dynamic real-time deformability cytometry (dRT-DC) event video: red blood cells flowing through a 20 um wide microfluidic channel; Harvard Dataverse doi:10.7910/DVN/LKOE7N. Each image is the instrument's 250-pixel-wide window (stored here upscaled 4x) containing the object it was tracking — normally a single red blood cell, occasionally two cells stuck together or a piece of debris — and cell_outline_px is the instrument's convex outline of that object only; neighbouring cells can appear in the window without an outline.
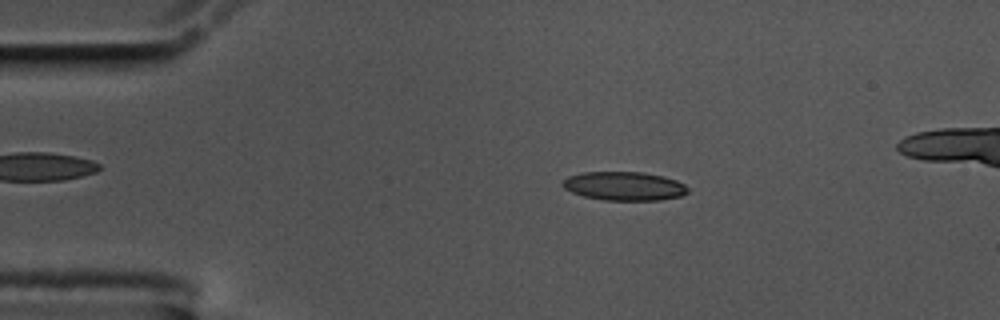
{"species": "common noctule bat (a hibernating species)", "species_latin": "Nyctalus noctula", "temperature_condition": "cold", "stored_images_in_passage": 46, "camera_frame_rate_fps": 3000, "um_per_image_px": 0.085, "animal": {"sex": "male", "body_mass_g": 17.5, "forearm_length_mm": 52.3}, "frame": {"image": 1, "passage_image": 1, "time_ms": 0.0, "image_size_px": [1000, 320], "cell_outline_px": [[688, 192], [680, 196], [660, 200], [604, 200], [584, 196], [572, 192], [564, 188], [560, 184], [568, 176], [584, 172], [644, 172], [664, 176], [676, 180], [684, 184], [688, 188]], "centroid_in_image_um": [53.06, 15.81], "position_along_channel_um": 31.9, "area_um2": 20.98}}
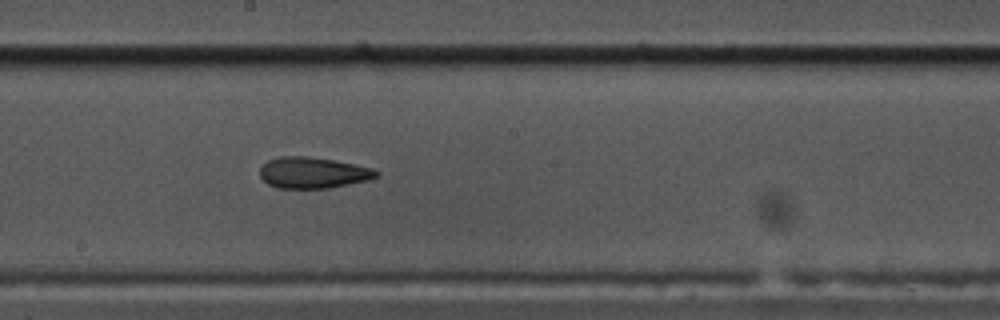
{"frame": {"image": 2, "passage_image": 21, "time_ms": 6.667, "image_size_px": [1000, 320], "cell_outline_px": [[380, 176], [368, 180], [328, 188], [276, 188], [268, 184], [260, 176], [260, 168], [268, 160], [280, 156], [308, 156], [332, 160], [372, 168], [380, 172]], "centroid_in_image_um": [26.6, 14.68], "position_along_channel_um": 221.6, "area_um2": 21.04}}
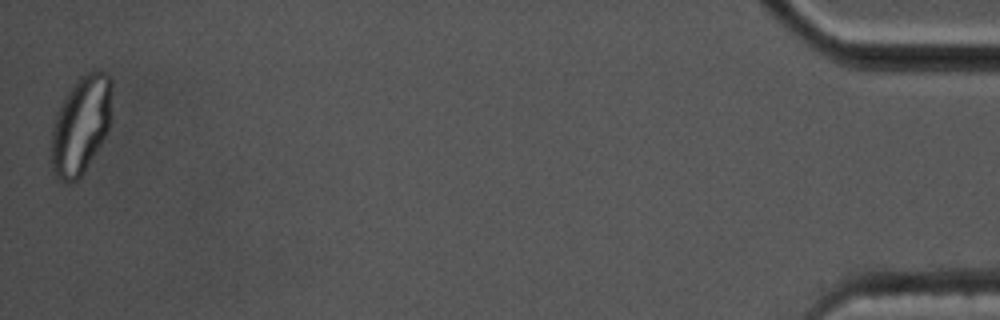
{"frame": {"image": 3, "passage_image": 46, "time_ms": 15.0, "image_size_px": [1000, 320], "cell_outline_px": [[112, 88], [108, 128], [104, 136], [84, 172], [76, 180], [68, 184], [60, 180], [52, 172], [52, 128], [56, 112], [68, 92], [76, 80], [80, 76], [96, 68], [108, 72], [112, 80]], "centroid_in_image_um": [6.87, 10.59], "position_along_channel_um": 428.3, "area_um2": 34.45}, "authors_computed_cell_mechanics": {"area_um2": 21.7328, "velocity_mm_per_s": 3.5099, "shape_relaxation_time_tau1_ms": null, "shape_relaxation_time_tau2_ms": 4.0889, "deformation_change_tau1": null, "deformation_change_tau2": 0.1235}}